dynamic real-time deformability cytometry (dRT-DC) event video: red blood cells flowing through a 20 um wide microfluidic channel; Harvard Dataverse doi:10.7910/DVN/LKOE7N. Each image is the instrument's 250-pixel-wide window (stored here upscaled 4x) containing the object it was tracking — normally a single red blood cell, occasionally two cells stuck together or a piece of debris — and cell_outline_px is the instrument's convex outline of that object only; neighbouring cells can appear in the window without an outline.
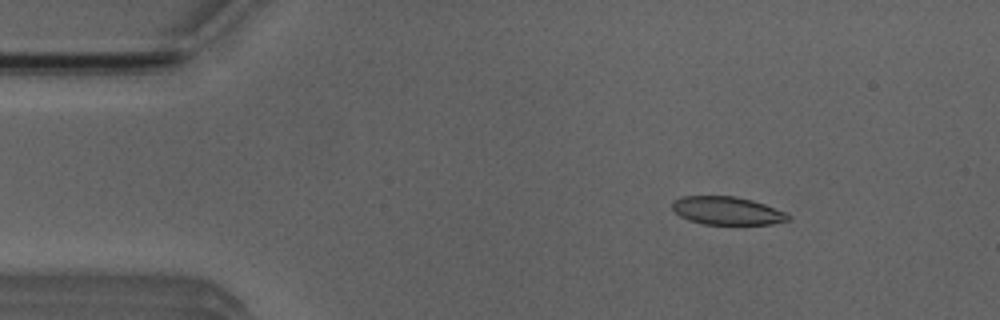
{"species": "Egyptian fruit bat (a non-hibernating species)", "species_latin": "Rousettus aegyptiacus", "temperature_condition": "room temperature", "stored_images_in_passage": 4, "camera_frame_rate_fps": 3000, "um_per_image_px": 0.085, "animal": {"sex": "male"}, "frame": {"image": 1, "passage_image": 2, "time_ms": 1.0, "image_size_px": [1000, 320], "cell_outline_px": [[792, 220], [772, 224], [704, 224], [688, 220], [680, 216], [672, 208], [672, 200], [684, 196], [736, 196], [752, 200], [788, 212], [792, 216]], "centroid_in_image_um": [61.85, 17.91], "position_along_channel_um": 23.1, "area_um2": 19.19}}
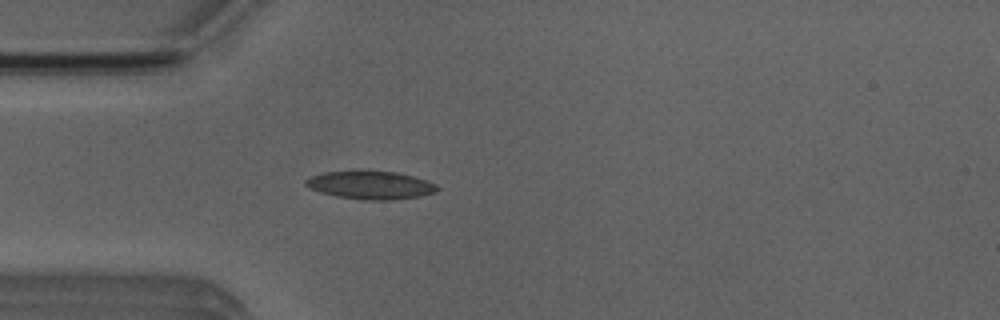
{"frame": {"image": 2, "passage_image": 4, "time_ms": 3.333, "image_size_px": [1000, 320], "cell_outline_px": [[440, 188], [436, 192], [420, 196], [392, 200], [364, 200], [336, 196], [320, 192], [304, 184], [304, 180], [308, 176], [324, 172], [352, 168], [360, 168], [396, 172], [412, 176], [436, 184]], "centroid_in_image_um": [31.44, 15.69], "position_along_channel_um": 53.6, "area_um2": 22.37}}